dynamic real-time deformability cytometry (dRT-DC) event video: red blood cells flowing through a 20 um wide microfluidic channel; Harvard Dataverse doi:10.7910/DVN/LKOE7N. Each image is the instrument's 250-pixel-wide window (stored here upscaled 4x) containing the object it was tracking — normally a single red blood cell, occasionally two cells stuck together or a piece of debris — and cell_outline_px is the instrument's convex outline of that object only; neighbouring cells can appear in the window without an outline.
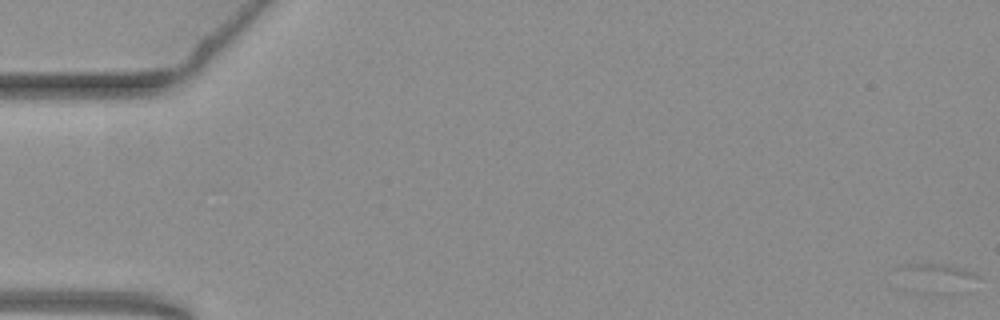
{"species": "common noctule bat (a hibernating species)", "species_latin": "Nyctalus noctula", "temperature_condition": "warm", "stored_images_in_passage": 1, "camera_frame_rate_fps": 3000, "um_per_image_px": 0.085, "animal": {"sex": "female", "body_mass_g": 19.3, "forearm_length_mm": 54.1}, "frame": {"image": 1, "passage_image": 1, "time_ms": 0.0, "image_size_px": [1000, 320], "cell_outline_px": [[980, 276], [964, 292], [912, 292], [892, 268], [896, 264], [948, 264], [964, 268], [976, 272]], "centroid_in_image_um": [79.54, 23.59], "position_along_channel_um": 5.5, "area_um2": 14.05}}